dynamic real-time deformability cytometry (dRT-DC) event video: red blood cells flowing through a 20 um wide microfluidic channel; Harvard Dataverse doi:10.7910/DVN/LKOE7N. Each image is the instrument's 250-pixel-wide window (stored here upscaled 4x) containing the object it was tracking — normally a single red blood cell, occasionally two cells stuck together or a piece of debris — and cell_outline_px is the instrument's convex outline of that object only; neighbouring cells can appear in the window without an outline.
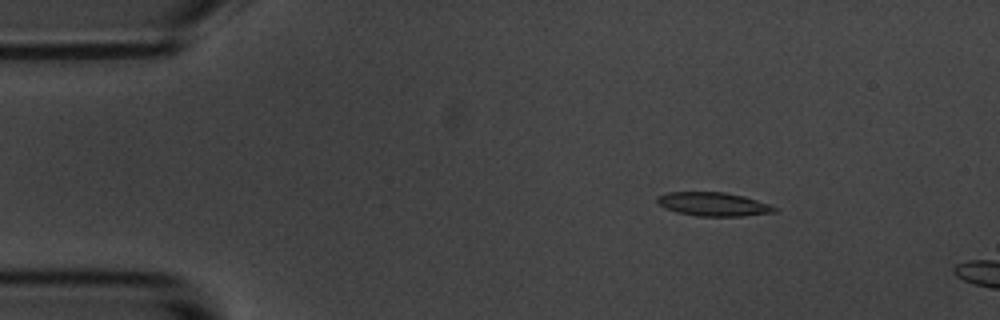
{"species": "common noctule bat (a hibernating species)", "species_latin": "Nyctalus noctula", "temperature_condition": "room temperature", "stored_images_in_passage": 5, "camera_frame_rate_fps": 3000, "um_per_image_px": 0.085, "animal": {"sex": "male", "body_mass_g": 20.1, "forearm_length_mm": 53.5}, "frame": {"image": 1, "passage_image": 3, "time_ms": 2.333, "image_size_px": [1000, 320], "cell_outline_px": [[780, 208], [776, 212], [744, 216], [700, 216], [676, 212], [664, 208], [656, 200], [656, 196], [668, 192], [724, 192], [744, 196]], "centroid_in_image_um": [60.64, 17.35], "position_along_channel_um": 24.4, "area_um2": 16.24}}